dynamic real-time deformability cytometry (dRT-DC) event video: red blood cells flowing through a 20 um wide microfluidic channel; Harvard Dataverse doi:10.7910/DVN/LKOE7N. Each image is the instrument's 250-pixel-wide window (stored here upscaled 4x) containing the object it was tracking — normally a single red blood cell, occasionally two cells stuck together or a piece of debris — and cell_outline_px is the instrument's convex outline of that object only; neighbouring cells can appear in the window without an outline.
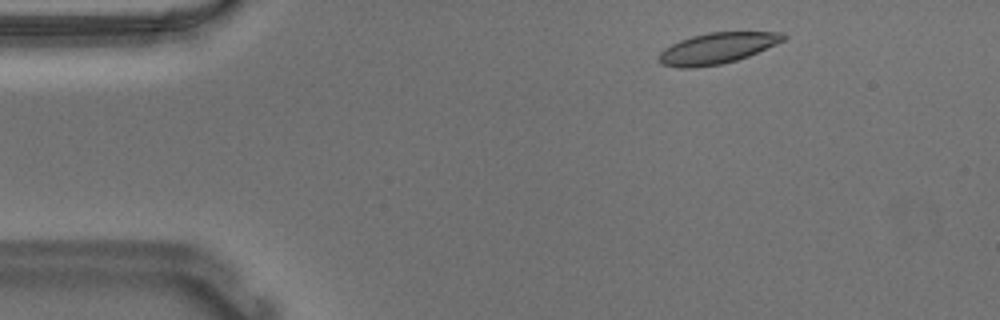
{"species": "Egyptian fruit bat (a non-hibernating species)", "species_latin": "Rousettus aegyptiacus", "temperature_condition": "warm", "stored_images_in_passage": 36, "camera_frame_rate_fps": 3000, "um_per_image_px": 0.085, "animal": {"sex": "male"}, "frame": {"image": 1, "passage_image": 4, "time_ms": 1.0, "image_size_px": [1000, 320], "cell_outline_px": [[788, 36], [784, 40], [776, 44], [748, 56], [736, 60], [720, 64], [692, 68], [680, 68], [660, 64], [660, 52], [664, 48], [680, 40], [692, 36], [708, 32], [784, 32]], "centroid_in_image_um": [60.96, 4.09], "position_along_channel_um": 24.0, "area_um2": 22.31}}
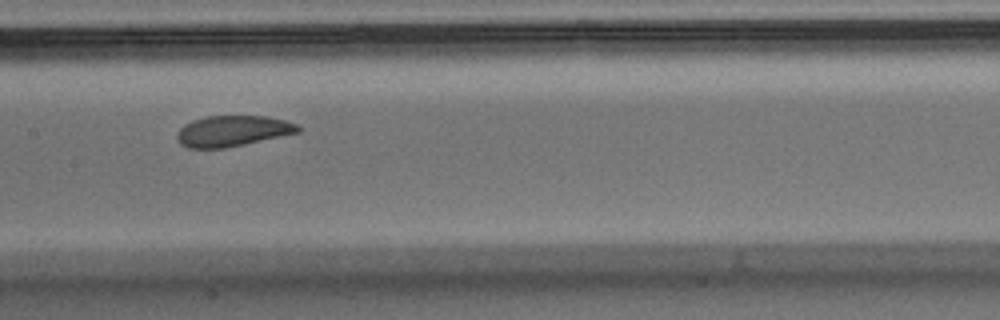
{"frame": {"image": 2, "passage_image": 23, "time_ms": 7.333, "image_size_px": [1000, 320], "cell_outline_px": [[300, 132], [244, 144], [224, 148], [188, 148], [180, 144], [176, 136], [176, 132], [184, 124], [192, 120], [208, 116], [268, 116], [284, 120], [296, 124], [300, 128]], "centroid_in_image_um": [19.73, 11.13], "position_along_channel_um": 187.7, "area_um2": 21.68}}
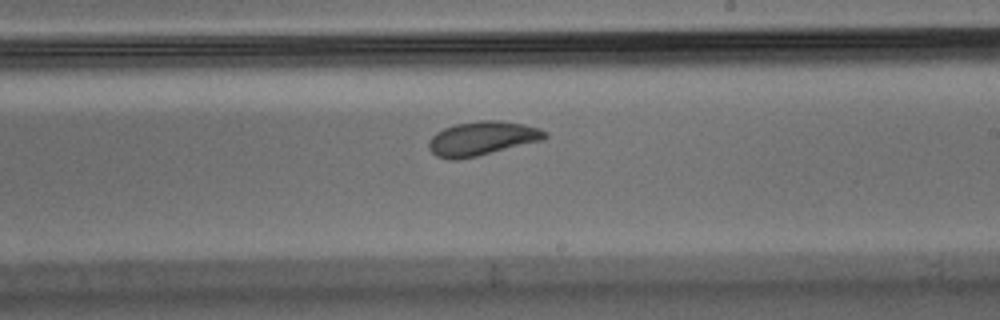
{"frame": {"image": 3, "passage_image": 28, "time_ms": 9.0, "image_size_px": [1000, 320], "cell_outline_px": [[548, 136], [544, 140], [476, 156], [456, 160], [448, 160], [436, 156], [428, 148], [428, 140], [436, 132], [444, 128], [456, 124], [480, 120], [500, 120], [524, 124], [540, 128], [548, 132]], "centroid_in_image_um": [40.98, 11.76], "position_along_channel_um": 248.0, "area_um2": 23.24}}